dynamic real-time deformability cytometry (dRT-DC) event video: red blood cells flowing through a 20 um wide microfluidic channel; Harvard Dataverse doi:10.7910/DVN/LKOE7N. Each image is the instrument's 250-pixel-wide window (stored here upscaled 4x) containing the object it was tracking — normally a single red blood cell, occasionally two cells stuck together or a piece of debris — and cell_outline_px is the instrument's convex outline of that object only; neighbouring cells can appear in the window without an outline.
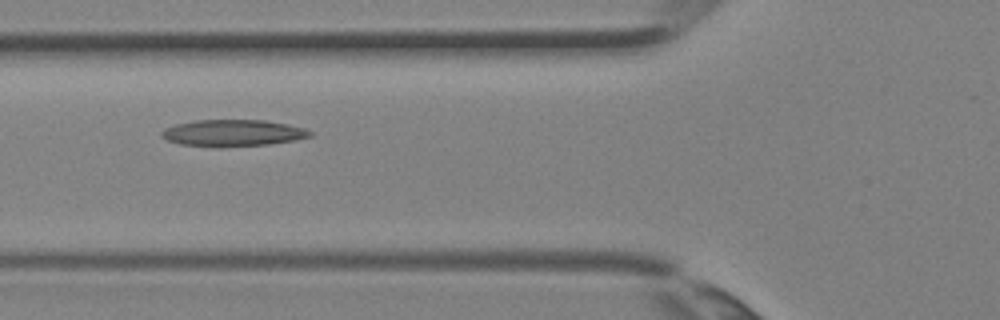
{"species": "Egyptian fruit bat (a non-hibernating species)", "species_latin": "Rousettus aegyptiacus", "temperature_condition": "room temperature", "stored_images_in_passage": 4, "camera_frame_rate_fps": 3000, "um_per_image_px": 0.085, "animal": {"sex": "female"}, "frame": {"image": 1, "passage_image": 4, "time_ms": 1.0, "image_size_px": [1000, 320], "cell_outline_px": [[312, 136], [292, 140], [268, 144], [220, 148], [180, 144], [168, 140], [160, 136], [160, 132], [164, 128], [176, 124], [196, 120], [264, 120], [288, 124], [304, 128], [312, 132]], "centroid_in_image_um": [19.75, 11.31], "position_along_channel_um": 106.0, "area_um2": 23.18}}